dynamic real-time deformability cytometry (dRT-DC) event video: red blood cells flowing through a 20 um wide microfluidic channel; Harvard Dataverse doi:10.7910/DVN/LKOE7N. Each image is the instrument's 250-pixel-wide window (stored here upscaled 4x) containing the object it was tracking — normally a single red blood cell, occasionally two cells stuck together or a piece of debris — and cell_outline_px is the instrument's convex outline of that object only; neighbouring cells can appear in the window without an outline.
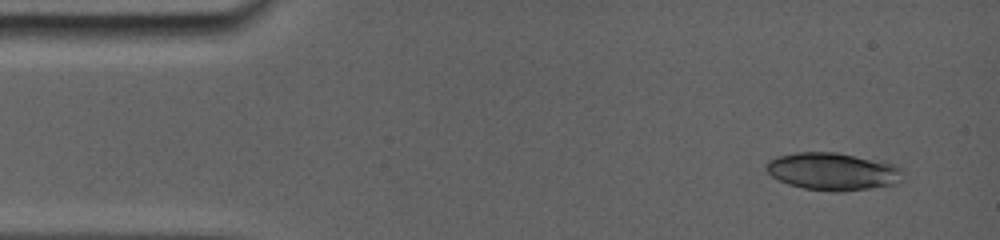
{"species": "common noctule bat (a hibernating species)", "species_latin": "Nyctalus noctula", "temperature_condition": "room temperature", "stored_images_in_passage": 20, "camera_frame_rate_fps": 5000, "um_per_image_px": 0.085, "animal": {"sex": "female", "body_mass_g": 19.0, "forearm_length_mm": 56.7}, "frame": {"image": 1, "passage_image": 1, "time_ms": 0.0, "image_size_px": [1000, 240], "cell_outline_px": [[896, 172], [892, 184], [844, 192], [836, 192], [804, 188], [788, 184], [772, 176], [768, 172], [768, 164], [772, 160], [784, 156], [804, 152], [828, 152], [852, 156], [896, 168]], "centroid_in_image_um": [70.6, 14.61], "position_along_channel_um": 14.4, "area_um2": 27.51}}